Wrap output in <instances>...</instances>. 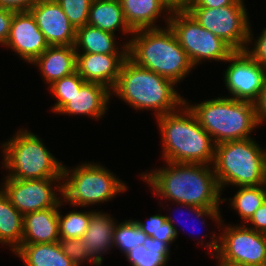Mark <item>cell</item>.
<instances>
[{
    "label": "cell",
    "instance_id": "f1b7e54d",
    "mask_svg": "<svg viewBox=\"0 0 266 266\" xmlns=\"http://www.w3.org/2000/svg\"><path fill=\"white\" fill-rule=\"evenodd\" d=\"M147 235L140 229L134 219L124 220L116 224L113 235V245L125 255L132 248L143 245Z\"/></svg>",
    "mask_w": 266,
    "mask_h": 266
},
{
    "label": "cell",
    "instance_id": "4dcf8cb0",
    "mask_svg": "<svg viewBox=\"0 0 266 266\" xmlns=\"http://www.w3.org/2000/svg\"><path fill=\"white\" fill-rule=\"evenodd\" d=\"M85 83L86 81L75 71L51 84L48 88L57 100L51 108L52 112L57 113Z\"/></svg>",
    "mask_w": 266,
    "mask_h": 266
},
{
    "label": "cell",
    "instance_id": "6da1fadb",
    "mask_svg": "<svg viewBox=\"0 0 266 266\" xmlns=\"http://www.w3.org/2000/svg\"><path fill=\"white\" fill-rule=\"evenodd\" d=\"M164 163L167 164L165 167L139 175L152 188L154 196H159L162 201L170 200L177 206L187 204L200 208H219V204L227 200L220 198L222 192L213 166L171 161Z\"/></svg>",
    "mask_w": 266,
    "mask_h": 266
},
{
    "label": "cell",
    "instance_id": "5b68a950",
    "mask_svg": "<svg viewBox=\"0 0 266 266\" xmlns=\"http://www.w3.org/2000/svg\"><path fill=\"white\" fill-rule=\"evenodd\" d=\"M262 148L252 137L216 144L212 166L221 192L228 185L266 184V148Z\"/></svg>",
    "mask_w": 266,
    "mask_h": 266
},
{
    "label": "cell",
    "instance_id": "4316f807",
    "mask_svg": "<svg viewBox=\"0 0 266 266\" xmlns=\"http://www.w3.org/2000/svg\"><path fill=\"white\" fill-rule=\"evenodd\" d=\"M238 188L233 198L228 199L231 200L230 207L241 217V224H245L266 200V184Z\"/></svg>",
    "mask_w": 266,
    "mask_h": 266
},
{
    "label": "cell",
    "instance_id": "1f68e13d",
    "mask_svg": "<svg viewBox=\"0 0 266 266\" xmlns=\"http://www.w3.org/2000/svg\"><path fill=\"white\" fill-rule=\"evenodd\" d=\"M63 253L72 261L75 266H82L85 263L101 266V262L87 250L81 238H67L58 240Z\"/></svg>",
    "mask_w": 266,
    "mask_h": 266
},
{
    "label": "cell",
    "instance_id": "f35d334b",
    "mask_svg": "<svg viewBox=\"0 0 266 266\" xmlns=\"http://www.w3.org/2000/svg\"><path fill=\"white\" fill-rule=\"evenodd\" d=\"M258 126L266 121V81L257 99L253 102Z\"/></svg>",
    "mask_w": 266,
    "mask_h": 266
},
{
    "label": "cell",
    "instance_id": "ac0fdd59",
    "mask_svg": "<svg viewBox=\"0 0 266 266\" xmlns=\"http://www.w3.org/2000/svg\"><path fill=\"white\" fill-rule=\"evenodd\" d=\"M59 207L47 208L23 215V238L21 244L54 243L59 238L58 209Z\"/></svg>",
    "mask_w": 266,
    "mask_h": 266
},
{
    "label": "cell",
    "instance_id": "2e32d148",
    "mask_svg": "<svg viewBox=\"0 0 266 266\" xmlns=\"http://www.w3.org/2000/svg\"><path fill=\"white\" fill-rule=\"evenodd\" d=\"M128 54L76 53V71L86 81L108 87L116 85Z\"/></svg>",
    "mask_w": 266,
    "mask_h": 266
},
{
    "label": "cell",
    "instance_id": "d6986e66",
    "mask_svg": "<svg viewBox=\"0 0 266 266\" xmlns=\"http://www.w3.org/2000/svg\"><path fill=\"white\" fill-rule=\"evenodd\" d=\"M76 53L74 46H49L31 64L39 67L43 81L49 87L55 81L76 71Z\"/></svg>",
    "mask_w": 266,
    "mask_h": 266
},
{
    "label": "cell",
    "instance_id": "7402d4cb",
    "mask_svg": "<svg viewBox=\"0 0 266 266\" xmlns=\"http://www.w3.org/2000/svg\"><path fill=\"white\" fill-rule=\"evenodd\" d=\"M87 25L116 35V31L132 35L119 0H92ZM119 29V30H118Z\"/></svg>",
    "mask_w": 266,
    "mask_h": 266
},
{
    "label": "cell",
    "instance_id": "603a6c76",
    "mask_svg": "<svg viewBox=\"0 0 266 266\" xmlns=\"http://www.w3.org/2000/svg\"><path fill=\"white\" fill-rule=\"evenodd\" d=\"M115 40V34L85 25L76 29L74 47L77 53L128 54V45L123 43L120 49Z\"/></svg>",
    "mask_w": 266,
    "mask_h": 266
},
{
    "label": "cell",
    "instance_id": "7c38bea8",
    "mask_svg": "<svg viewBox=\"0 0 266 266\" xmlns=\"http://www.w3.org/2000/svg\"><path fill=\"white\" fill-rule=\"evenodd\" d=\"M4 179L0 188L9 197L12 205L23 215L59 207L62 201V178L18 180L6 176Z\"/></svg>",
    "mask_w": 266,
    "mask_h": 266
},
{
    "label": "cell",
    "instance_id": "8fae6325",
    "mask_svg": "<svg viewBox=\"0 0 266 266\" xmlns=\"http://www.w3.org/2000/svg\"><path fill=\"white\" fill-rule=\"evenodd\" d=\"M245 6L232 4L219 8L186 7L185 10L203 28L221 38L234 51H244L251 25Z\"/></svg>",
    "mask_w": 266,
    "mask_h": 266
},
{
    "label": "cell",
    "instance_id": "7a4b0ae2",
    "mask_svg": "<svg viewBox=\"0 0 266 266\" xmlns=\"http://www.w3.org/2000/svg\"><path fill=\"white\" fill-rule=\"evenodd\" d=\"M156 119L164 161L213 165L216 144L186 103Z\"/></svg>",
    "mask_w": 266,
    "mask_h": 266
},
{
    "label": "cell",
    "instance_id": "cb8c5ba5",
    "mask_svg": "<svg viewBox=\"0 0 266 266\" xmlns=\"http://www.w3.org/2000/svg\"><path fill=\"white\" fill-rule=\"evenodd\" d=\"M14 253L26 266H75L58 242L21 244Z\"/></svg>",
    "mask_w": 266,
    "mask_h": 266
},
{
    "label": "cell",
    "instance_id": "44dd1931",
    "mask_svg": "<svg viewBox=\"0 0 266 266\" xmlns=\"http://www.w3.org/2000/svg\"><path fill=\"white\" fill-rule=\"evenodd\" d=\"M124 17L133 30L160 28L156 23L161 14L168 25L171 11L160 0H119ZM166 13V14H164ZM157 19V20H156Z\"/></svg>",
    "mask_w": 266,
    "mask_h": 266
},
{
    "label": "cell",
    "instance_id": "d6a6232c",
    "mask_svg": "<svg viewBox=\"0 0 266 266\" xmlns=\"http://www.w3.org/2000/svg\"><path fill=\"white\" fill-rule=\"evenodd\" d=\"M70 23L77 29L88 23L92 0H56Z\"/></svg>",
    "mask_w": 266,
    "mask_h": 266
},
{
    "label": "cell",
    "instance_id": "d590c367",
    "mask_svg": "<svg viewBox=\"0 0 266 266\" xmlns=\"http://www.w3.org/2000/svg\"><path fill=\"white\" fill-rule=\"evenodd\" d=\"M14 10L0 7V44L4 46L10 33Z\"/></svg>",
    "mask_w": 266,
    "mask_h": 266
},
{
    "label": "cell",
    "instance_id": "7bdbcfd3",
    "mask_svg": "<svg viewBox=\"0 0 266 266\" xmlns=\"http://www.w3.org/2000/svg\"><path fill=\"white\" fill-rule=\"evenodd\" d=\"M253 266H266V263L265 264H261V265H253Z\"/></svg>",
    "mask_w": 266,
    "mask_h": 266
},
{
    "label": "cell",
    "instance_id": "836d02e7",
    "mask_svg": "<svg viewBox=\"0 0 266 266\" xmlns=\"http://www.w3.org/2000/svg\"><path fill=\"white\" fill-rule=\"evenodd\" d=\"M251 26L249 27V37L247 42V47L245 48V52L256 62L266 67V27L262 30L261 34L253 39V35L251 33ZM255 40V44L252 41ZM252 45V49L249 47ZM254 44V45H253ZM249 45V46H248ZM249 47V48H248Z\"/></svg>",
    "mask_w": 266,
    "mask_h": 266
},
{
    "label": "cell",
    "instance_id": "8d00e7d4",
    "mask_svg": "<svg viewBox=\"0 0 266 266\" xmlns=\"http://www.w3.org/2000/svg\"><path fill=\"white\" fill-rule=\"evenodd\" d=\"M251 224L249 228L266 234V200L264 203L254 212L253 216L250 218V220L247 222Z\"/></svg>",
    "mask_w": 266,
    "mask_h": 266
},
{
    "label": "cell",
    "instance_id": "3957f363",
    "mask_svg": "<svg viewBox=\"0 0 266 266\" xmlns=\"http://www.w3.org/2000/svg\"><path fill=\"white\" fill-rule=\"evenodd\" d=\"M177 84L153 71L138 66L127 58L111 95L122 99L134 110H153L156 117L179 109L186 101Z\"/></svg>",
    "mask_w": 266,
    "mask_h": 266
},
{
    "label": "cell",
    "instance_id": "60d3db41",
    "mask_svg": "<svg viewBox=\"0 0 266 266\" xmlns=\"http://www.w3.org/2000/svg\"><path fill=\"white\" fill-rule=\"evenodd\" d=\"M171 12L185 10L189 0H160Z\"/></svg>",
    "mask_w": 266,
    "mask_h": 266
},
{
    "label": "cell",
    "instance_id": "74e56055",
    "mask_svg": "<svg viewBox=\"0 0 266 266\" xmlns=\"http://www.w3.org/2000/svg\"><path fill=\"white\" fill-rule=\"evenodd\" d=\"M232 4H244L243 0H189L186 7L219 8Z\"/></svg>",
    "mask_w": 266,
    "mask_h": 266
},
{
    "label": "cell",
    "instance_id": "ffe728a7",
    "mask_svg": "<svg viewBox=\"0 0 266 266\" xmlns=\"http://www.w3.org/2000/svg\"><path fill=\"white\" fill-rule=\"evenodd\" d=\"M117 221L104 211L91 210L88 228L81 239L87 250H90L101 263L102 256L110 253L108 250L114 248L113 235Z\"/></svg>",
    "mask_w": 266,
    "mask_h": 266
},
{
    "label": "cell",
    "instance_id": "277c9868",
    "mask_svg": "<svg viewBox=\"0 0 266 266\" xmlns=\"http://www.w3.org/2000/svg\"><path fill=\"white\" fill-rule=\"evenodd\" d=\"M125 43L130 60L176 84L195 68L169 25L136 30Z\"/></svg>",
    "mask_w": 266,
    "mask_h": 266
},
{
    "label": "cell",
    "instance_id": "e0dca14e",
    "mask_svg": "<svg viewBox=\"0 0 266 266\" xmlns=\"http://www.w3.org/2000/svg\"><path fill=\"white\" fill-rule=\"evenodd\" d=\"M111 96L108 87L86 82L56 114L86 115L99 120L107 112Z\"/></svg>",
    "mask_w": 266,
    "mask_h": 266
},
{
    "label": "cell",
    "instance_id": "ab89813d",
    "mask_svg": "<svg viewBox=\"0 0 266 266\" xmlns=\"http://www.w3.org/2000/svg\"><path fill=\"white\" fill-rule=\"evenodd\" d=\"M38 0H0V7L14 11H29Z\"/></svg>",
    "mask_w": 266,
    "mask_h": 266
},
{
    "label": "cell",
    "instance_id": "9a60e30c",
    "mask_svg": "<svg viewBox=\"0 0 266 266\" xmlns=\"http://www.w3.org/2000/svg\"><path fill=\"white\" fill-rule=\"evenodd\" d=\"M49 46H74L76 28L56 0H38L29 10Z\"/></svg>",
    "mask_w": 266,
    "mask_h": 266
},
{
    "label": "cell",
    "instance_id": "83f0119b",
    "mask_svg": "<svg viewBox=\"0 0 266 266\" xmlns=\"http://www.w3.org/2000/svg\"><path fill=\"white\" fill-rule=\"evenodd\" d=\"M142 231L154 239L165 242L169 247L177 239L175 219L166 215H152L145 222L135 220Z\"/></svg>",
    "mask_w": 266,
    "mask_h": 266
},
{
    "label": "cell",
    "instance_id": "9c48e42d",
    "mask_svg": "<svg viewBox=\"0 0 266 266\" xmlns=\"http://www.w3.org/2000/svg\"><path fill=\"white\" fill-rule=\"evenodd\" d=\"M219 226L222 229L219 236L212 232L209 242L203 244L204 239L200 242L203 246L205 245L206 250L209 249V255L210 253H217L225 260L241 266L266 263V234L257 232L246 224H228L225 226L223 220Z\"/></svg>",
    "mask_w": 266,
    "mask_h": 266
},
{
    "label": "cell",
    "instance_id": "e575fe53",
    "mask_svg": "<svg viewBox=\"0 0 266 266\" xmlns=\"http://www.w3.org/2000/svg\"><path fill=\"white\" fill-rule=\"evenodd\" d=\"M181 207L185 208V210L188 209L187 212L190 210L191 215H195V220L196 219L197 220L203 219V218H205V220H206V218H209V219H212L213 222L215 221L218 224V227L222 222V216L220 215L221 214L220 208H200L197 206L187 205V204H181ZM186 214H189V212ZM179 222H181V221L179 220ZM179 222H178V224H179ZM190 235H191V233H190Z\"/></svg>",
    "mask_w": 266,
    "mask_h": 266
},
{
    "label": "cell",
    "instance_id": "4fadbf2b",
    "mask_svg": "<svg viewBox=\"0 0 266 266\" xmlns=\"http://www.w3.org/2000/svg\"><path fill=\"white\" fill-rule=\"evenodd\" d=\"M230 62L224 84L230 97L254 102L266 81V67L254 61L245 51H234L225 61Z\"/></svg>",
    "mask_w": 266,
    "mask_h": 266
},
{
    "label": "cell",
    "instance_id": "52a82bcc",
    "mask_svg": "<svg viewBox=\"0 0 266 266\" xmlns=\"http://www.w3.org/2000/svg\"><path fill=\"white\" fill-rule=\"evenodd\" d=\"M33 132L20 128L1 145L2 167L8 170V178L35 180L62 178L63 163L54 155Z\"/></svg>",
    "mask_w": 266,
    "mask_h": 266
},
{
    "label": "cell",
    "instance_id": "b9f144b4",
    "mask_svg": "<svg viewBox=\"0 0 266 266\" xmlns=\"http://www.w3.org/2000/svg\"><path fill=\"white\" fill-rule=\"evenodd\" d=\"M210 256H212L213 258L217 259L218 264L216 266H241L235 262H231L228 260H225L224 258H222L221 256H219L217 253H212Z\"/></svg>",
    "mask_w": 266,
    "mask_h": 266
},
{
    "label": "cell",
    "instance_id": "d4e9b609",
    "mask_svg": "<svg viewBox=\"0 0 266 266\" xmlns=\"http://www.w3.org/2000/svg\"><path fill=\"white\" fill-rule=\"evenodd\" d=\"M23 238V214L11 203L0 188V244L8 245L14 253Z\"/></svg>",
    "mask_w": 266,
    "mask_h": 266
},
{
    "label": "cell",
    "instance_id": "8992f818",
    "mask_svg": "<svg viewBox=\"0 0 266 266\" xmlns=\"http://www.w3.org/2000/svg\"><path fill=\"white\" fill-rule=\"evenodd\" d=\"M200 125L211 135L215 144L251 138L258 126L254 103L229 96L190 104Z\"/></svg>",
    "mask_w": 266,
    "mask_h": 266
},
{
    "label": "cell",
    "instance_id": "f546056e",
    "mask_svg": "<svg viewBox=\"0 0 266 266\" xmlns=\"http://www.w3.org/2000/svg\"><path fill=\"white\" fill-rule=\"evenodd\" d=\"M91 211H71L62 215L58 209L59 238H81L88 228Z\"/></svg>",
    "mask_w": 266,
    "mask_h": 266
},
{
    "label": "cell",
    "instance_id": "484cf974",
    "mask_svg": "<svg viewBox=\"0 0 266 266\" xmlns=\"http://www.w3.org/2000/svg\"><path fill=\"white\" fill-rule=\"evenodd\" d=\"M170 250L165 242L148 236L143 245L132 248L125 257L131 266H167Z\"/></svg>",
    "mask_w": 266,
    "mask_h": 266
},
{
    "label": "cell",
    "instance_id": "5bb4252c",
    "mask_svg": "<svg viewBox=\"0 0 266 266\" xmlns=\"http://www.w3.org/2000/svg\"><path fill=\"white\" fill-rule=\"evenodd\" d=\"M4 47L16 52L27 63L34 62L48 47L30 11H15Z\"/></svg>",
    "mask_w": 266,
    "mask_h": 266
},
{
    "label": "cell",
    "instance_id": "30bf717a",
    "mask_svg": "<svg viewBox=\"0 0 266 266\" xmlns=\"http://www.w3.org/2000/svg\"><path fill=\"white\" fill-rule=\"evenodd\" d=\"M169 27L194 67L202 61L225 62L234 50L203 28L186 10L171 12Z\"/></svg>",
    "mask_w": 266,
    "mask_h": 266
},
{
    "label": "cell",
    "instance_id": "ba28073f",
    "mask_svg": "<svg viewBox=\"0 0 266 266\" xmlns=\"http://www.w3.org/2000/svg\"><path fill=\"white\" fill-rule=\"evenodd\" d=\"M63 165L62 201L74 207L104 203L127 191L128 186L100 163H82L70 170Z\"/></svg>",
    "mask_w": 266,
    "mask_h": 266
}]
</instances>
